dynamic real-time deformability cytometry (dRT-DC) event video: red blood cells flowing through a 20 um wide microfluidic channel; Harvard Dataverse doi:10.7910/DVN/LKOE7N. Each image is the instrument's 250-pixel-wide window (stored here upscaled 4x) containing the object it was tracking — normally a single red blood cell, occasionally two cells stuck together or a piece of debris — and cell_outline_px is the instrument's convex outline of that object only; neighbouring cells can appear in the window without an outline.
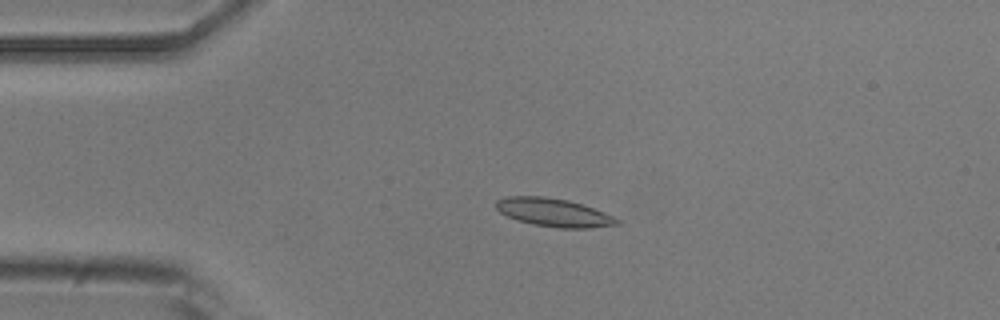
{"species": "common noctule bat (a hibernating species)", "species_latin": "Nyctalus noctula", "temperature_condition": "room temperature", "stored_images_in_passage": 5, "camera_frame_rate_fps": 3000, "um_per_image_px": 0.085, "animal": {"sex": "male", "body_mass_g": 20.5, "forearm_length_mm": 52.5}, "frame": {"image": 1, "passage_image": 3, "time_ms": 2.333, "image_size_px": [1000, 320], "cell_outline_px": [[620, 224], [588, 228], [560, 228], [532, 224], [516, 220], [500, 212], [496, 208], [496, 200], [504, 196], [544, 196], [568, 200], [604, 212], [620, 220]], "centroid_in_image_um": [47.03, 18.06], "position_along_channel_um": 38.0, "area_um2": 19.83}}
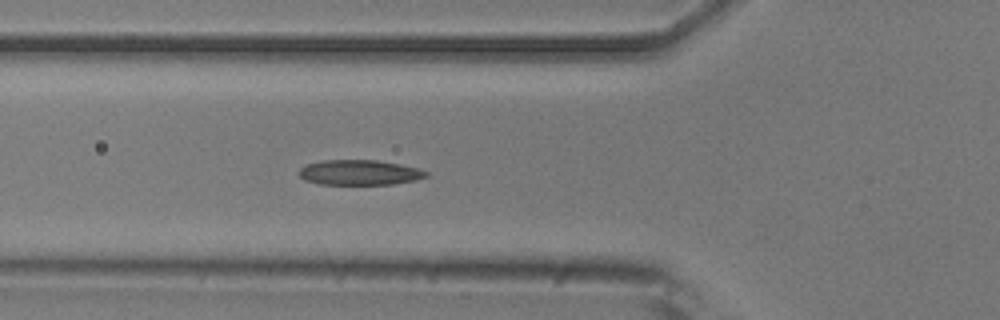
{"frame": {"image": 2, "passage_image": 5, "time_ms": 4.667, "image_size_px": [1000, 320], "cell_outline_px": [[428, 176], [416, 180], [392, 184], [320, 184], [304, 180], [300, 176], [300, 168], [304, 164], [320, 160], [376, 160], [400, 164], [420, 168], [428, 172]], "centroid_in_image_um": [30.56, 14.65], "position_along_channel_um": 95.2, "area_um2": 18.73}}